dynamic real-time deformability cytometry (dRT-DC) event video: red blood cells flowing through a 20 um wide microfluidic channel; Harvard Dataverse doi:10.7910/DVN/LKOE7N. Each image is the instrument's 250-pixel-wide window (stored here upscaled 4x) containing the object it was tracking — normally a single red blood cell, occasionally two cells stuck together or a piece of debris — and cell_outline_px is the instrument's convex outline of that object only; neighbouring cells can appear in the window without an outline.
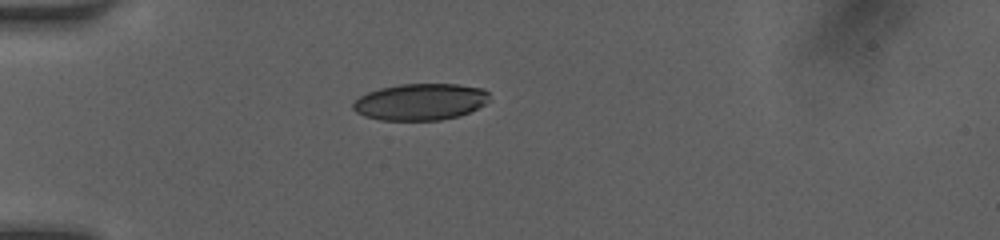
{"species": "human", "species_latin": "Homo sapiens", "temperature_condition": "room temperature", "stored_images_in_passage": 36, "camera_frame_rate_fps": 3000, "um_per_image_px": 0.085, "donor": {"sex": "female"}, "frame": {"image": 1, "passage_image": 1, "time_ms": 0.0, "image_size_px": [1000, 240], "cell_outline_px": [[488, 100], [484, 104], [460, 116], [440, 120], [380, 120], [364, 116], [356, 112], [352, 108], [352, 104], [360, 96], [368, 92], [380, 88], [400, 84], [456, 84], [484, 88], [488, 92]], "centroid_in_image_um": [35.72, 8.65], "position_along_channel_um": 49.3, "area_um2": 29.07}}
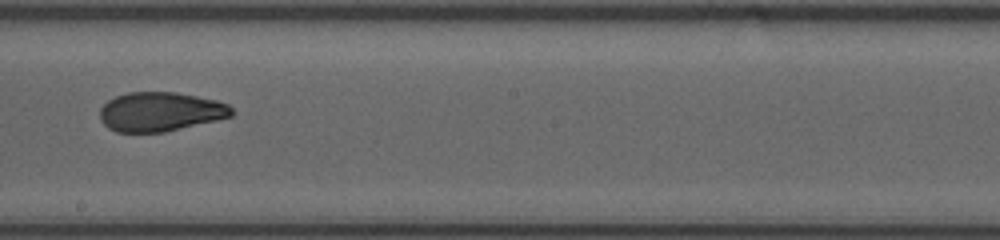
{"frame": {"image": 2, "passage_image": 16, "time_ms": 5.0, "image_size_px": [1000, 240], "cell_outline_px": [[232, 116], [216, 120], [164, 132], [116, 132], [108, 128], [100, 120], [100, 108], [108, 100], [116, 96], [128, 92], [176, 92], [216, 100], [228, 104], [232, 108]], "centroid_in_image_um": [13.6, 9.49], "position_along_channel_um": 234.6, "area_um2": 30.06}}
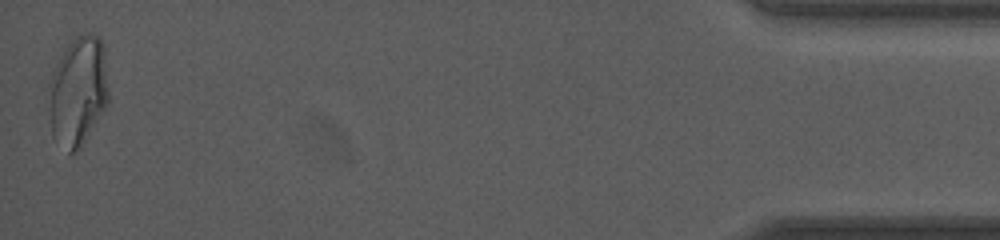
{"frame": {"image": 3, "passage_image": 36, "time_ms": 11.667, "image_size_px": [1000, 240], "cell_outline_px": [[108, 104], [80, 148], [76, 152], [68, 152], [52, 136], [48, 108], [48, 84], [52, 72], [60, 56], [68, 44], [76, 36], [84, 32], [92, 32], [104, 44], [108, 88]], "centroid_in_image_um": [6.62, 7.73], "position_along_channel_um": 428.6, "area_um2": 38.61}, "authors_computed_cell_mechanics": {"area_um2": 31.1542, "velocity_mm_per_s": 4.1576, "shape_relaxation_time_tau1_ms": 8.4956, "shape_relaxation_time_tau2_ms": 1.4856, "deformation_change_tau1": 0.2478, "deformation_change_tau2": 0.0754}}